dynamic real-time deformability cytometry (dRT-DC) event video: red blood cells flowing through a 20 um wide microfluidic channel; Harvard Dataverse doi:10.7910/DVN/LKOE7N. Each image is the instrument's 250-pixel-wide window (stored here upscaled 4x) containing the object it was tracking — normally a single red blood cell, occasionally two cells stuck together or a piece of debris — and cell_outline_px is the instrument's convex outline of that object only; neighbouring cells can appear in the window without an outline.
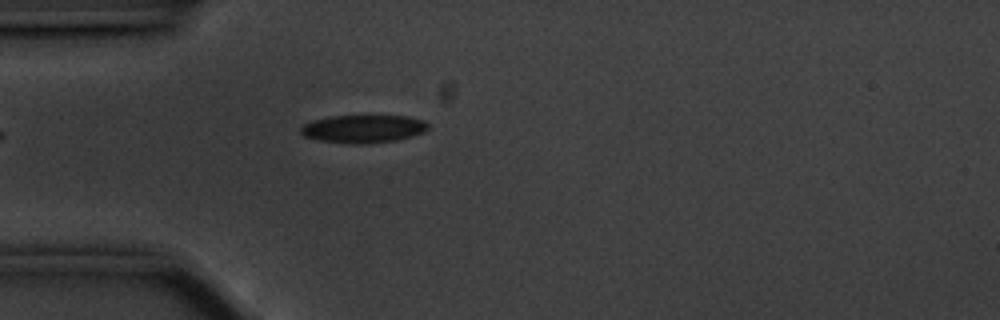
{"species": "common noctule bat (a hibernating species)", "species_latin": "Nyctalus noctula", "temperature_condition": "cold", "stored_images_in_passage": 26, "camera_frame_rate_fps": 3000, "um_per_image_px": 0.085, "animal": {"sex": "male", "body_mass_g": 20.1, "forearm_length_mm": 53.5}, "frame": {"image": 1, "passage_image": 1, "time_ms": 0.0, "image_size_px": [1000, 320], "cell_outline_px": [[428, 128], [424, 132], [412, 136], [396, 140], [364, 144], [356, 144], [320, 140], [304, 136], [300, 132], [300, 128], [304, 124], [312, 120], [328, 116], [368, 112], [408, 116], [424, 120], [428, 124]], "centroid_in_image_um": [30.9, 10.88], "position_along_channel_um": 54.1, "area_um2": 21.85}}
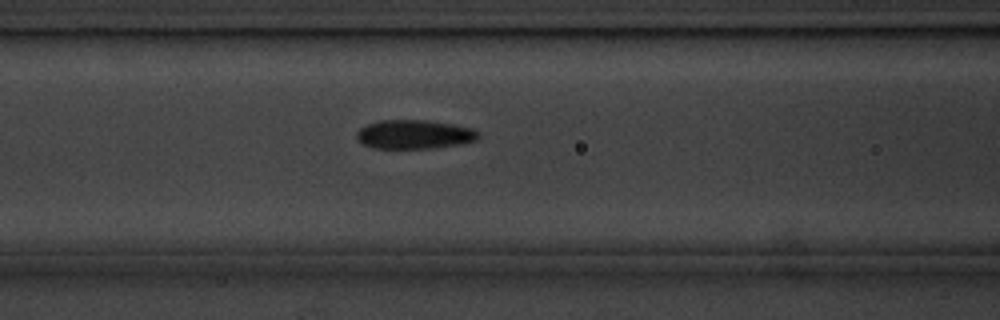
{"frame": {"image": 2, "passage_image": 8, "time_ms": 2.333, "image_size_px": [1000, 320], "cell_outline_px": [[480, 136], [476, 140], [456, 144], [432, 148], [372, 148], [356, 140], [356, 132], [360, 128], [368, 124], [380, 120], [424, 120], [452, 124], [472, 128], [480, 132]], "centroid_in_image_um": [35.19, 11.42], "position_along_channel_um": 131.4, "area_um2": 20.46}}
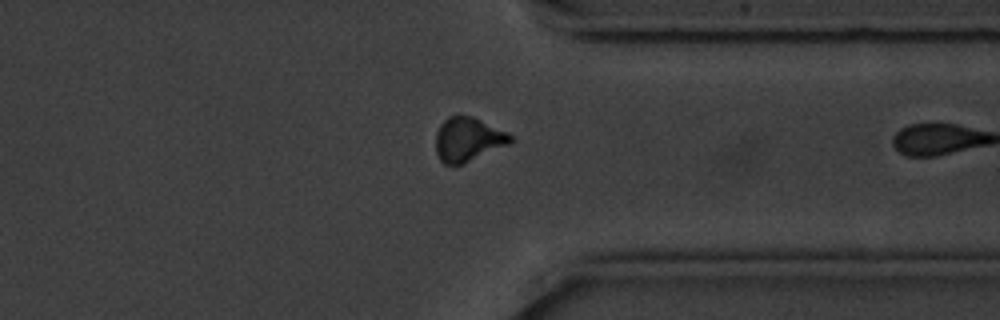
{"frame": {"image": 3, "passage_image": 25, "time_ms": 8.0, "image_size_px": [1000, 320], "cell_outline_px": [[516, 140], [512, 144], [464, 164], [444, 164], [440, 160], [436, 152], [436, 132], [440, 124], [448, 116], [472, 116], [508, 132]], "centroid_in_image_um": [39.83, 11.86], "position_along_channel_um": 371.6, "area_um2": 19.54}}